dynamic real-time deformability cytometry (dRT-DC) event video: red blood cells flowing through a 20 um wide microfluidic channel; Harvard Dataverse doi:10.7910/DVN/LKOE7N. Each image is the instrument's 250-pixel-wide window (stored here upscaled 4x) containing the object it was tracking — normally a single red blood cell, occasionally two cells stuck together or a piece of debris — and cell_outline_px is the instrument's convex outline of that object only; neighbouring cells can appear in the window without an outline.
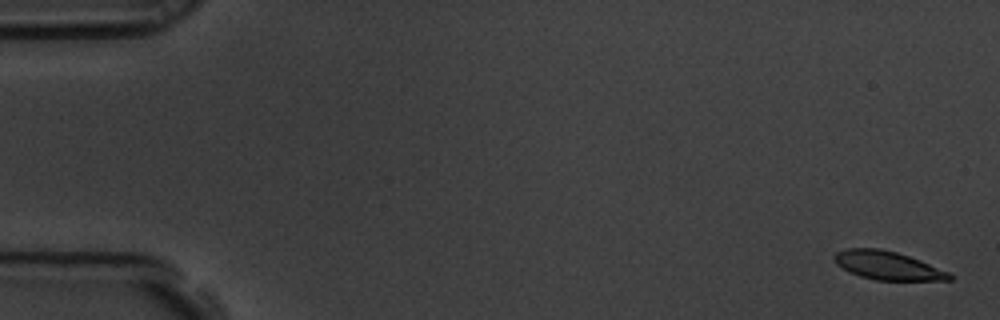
{"species": "common noctule bat (a hibernating species)", "species_latin": "Nyctalus noctula", "temperature_condition": "room temperature", "stored_images_in_passage": 6, "segment_of_instrument_passage": [2, 2], "camera_frame_rate_fps": 3000, "um_per_image_px": 0.085, "animal": {"sex": "male", "body_mass_g": 19.5, "forearm_length_mm": 54.6}, "frame": {"image": 1, "passage_image": 6, "time_ms": 1.667, "image_size_px": [1000, 320], "cell_outline_px": [[952, 280], [876, 280], [860, 276], [836, 264], [832, 256], [836, 252], [844, 248], [880, 248], [896, 252], [920, 260], [948, 272], [952, 276]], "centroid_in_image_um": [75.41, 22.55], "position_along_channel_um": 9.6, "area_um2": 18.9}}